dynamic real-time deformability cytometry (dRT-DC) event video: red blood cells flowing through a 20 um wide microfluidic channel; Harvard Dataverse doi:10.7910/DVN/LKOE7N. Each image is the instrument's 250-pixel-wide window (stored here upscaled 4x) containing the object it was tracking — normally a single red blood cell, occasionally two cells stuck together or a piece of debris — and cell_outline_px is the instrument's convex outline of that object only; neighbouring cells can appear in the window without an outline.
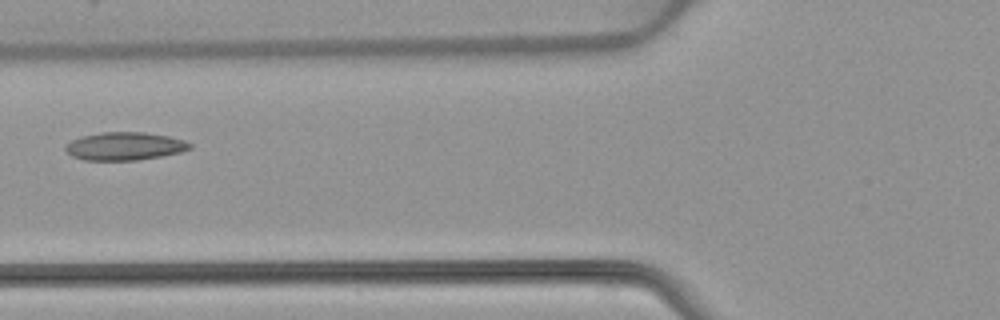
{"species": "common noctule bat (a hibernating species)", "species_latin": "Nyctalus noctula", "temperature_condition": "warm", "stored_images_in_passage": 7, "camera_frame_rate_fps": 3000, "um_per_image_px": 0.085, "animal": {"sex": "female", "body_mass_g": 22.7, "forearm_length_mm": 54.2}, "frame": {"image": 1, "passage_image": 7, "time_ms": 8.667, "image_size_px": [1000, 320], "cell_outline_px": [[192, 148], [180, 152], [160, 156], [136, 160], [84, 160], [72, 156], [64, 148], [64, 144], [80, 136], [100, 132], [144, 132], [168, 136], [184, 140], [192, 144]], "centroid_in_image_um": [10.57, 12.42], "position_along_channel_um": 115.2, "area_um2": 20.35}}